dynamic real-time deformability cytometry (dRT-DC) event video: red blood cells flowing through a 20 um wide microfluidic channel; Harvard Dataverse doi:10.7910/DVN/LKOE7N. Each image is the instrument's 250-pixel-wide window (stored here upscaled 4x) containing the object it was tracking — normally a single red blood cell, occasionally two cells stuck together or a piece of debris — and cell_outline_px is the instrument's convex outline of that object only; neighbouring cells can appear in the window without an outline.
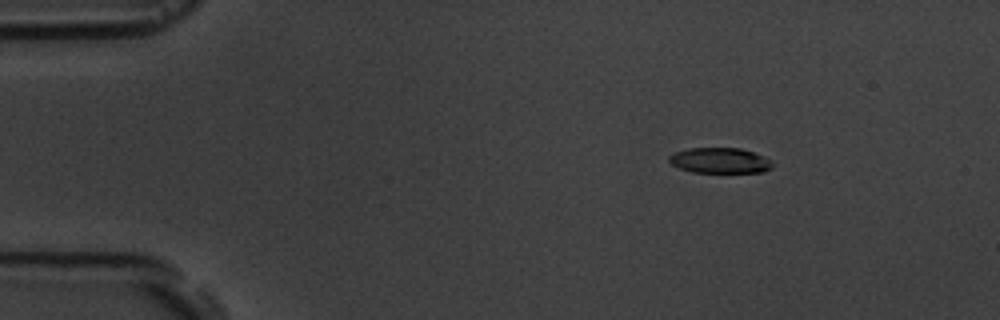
{"species": "common noctule bat (a hibernating species)", "species_latin": "Nyctalus noctula", "temperature_condition": "room temperature", "stored_images_in_passage": 6, "segment_of_instrument_passage": [1, 2], "camera_frame_rate_fps": 3000, "um_per_image_px": 0.085, "animal": {"sex": "male", "body_mass_g": 19.5, "forearm_length_mm": 54.6}, "frame": {"image": 1, "passage_image": 3, "time_ms": 2.333, "image_size_px": [1000, 320], "cell_outline_px": [[772, 168], [764, 172], [692, 172], [680, 168], [672, 164], [668, 160], [668, 156], [676, 152], [688, 148], [740, 148], [764, 156], [772, 164]], "centroid_in_image_um": [61.18, 13.64], "position_along_channel_um": 23.8, "area_um2": 15.2}}